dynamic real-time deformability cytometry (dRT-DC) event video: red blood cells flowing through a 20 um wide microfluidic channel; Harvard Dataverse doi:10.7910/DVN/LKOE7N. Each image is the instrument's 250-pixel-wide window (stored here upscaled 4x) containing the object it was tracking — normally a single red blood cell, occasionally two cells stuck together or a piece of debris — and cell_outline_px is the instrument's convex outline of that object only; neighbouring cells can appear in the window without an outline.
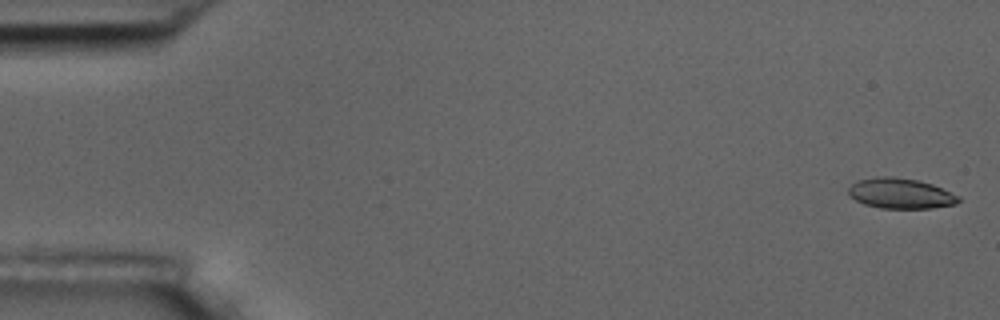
{"species": "common noctule bat (a hibernating species)", "species_latin": "Nyctalus noctula", "temperature_condition": "room temperature", "stored_images_in_passage": 5, "camera_frame_rate_fps": 3000, "um_per_image_px": 0.085, "animal": {"sex": "male", "body_mass_g": 17.5, "forearm_length_mm": 52.3}, "frame": {"image": 1, "passage_image": 1, "time_ms": 0.0, "image_size_px": [1000, 320], "cell_outline_px": [[960, 200], [956, 204], [932, 208], [880, 208], [864, 204], [856, 200], [848, 192], [848, 188], [856, 180], [880, 176], [892, 176], [916, 180], [932, 184], [960, 196]], "centroid_in_image_um": [76.55, 16.44], "position_along_channel_um": 8.5, "area_um2": 19.42}}
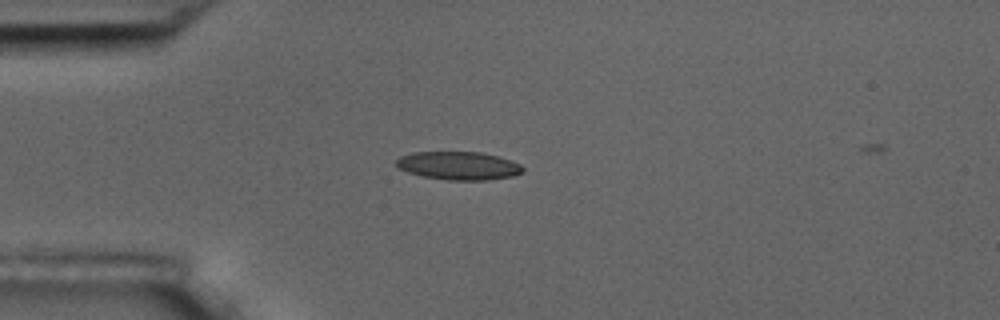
{"frame": {"image": 2, "passage_image": 4, "time_ms": 4.333, "image_size_px": [1000, 320], "cell_outline_px": [[524, 172], [512, 176], [488, 180], [448, 180], [424, 176], [408, 172], [396, 168], [396, 160], [400, 156], [412, 152], [480, 152], [496, 156], [520, 164], [524, 168]], "centroid_in_image_um": [38.96, 14.08], "position_along_channel_um": 46.0, "area_um2": 20.75}}